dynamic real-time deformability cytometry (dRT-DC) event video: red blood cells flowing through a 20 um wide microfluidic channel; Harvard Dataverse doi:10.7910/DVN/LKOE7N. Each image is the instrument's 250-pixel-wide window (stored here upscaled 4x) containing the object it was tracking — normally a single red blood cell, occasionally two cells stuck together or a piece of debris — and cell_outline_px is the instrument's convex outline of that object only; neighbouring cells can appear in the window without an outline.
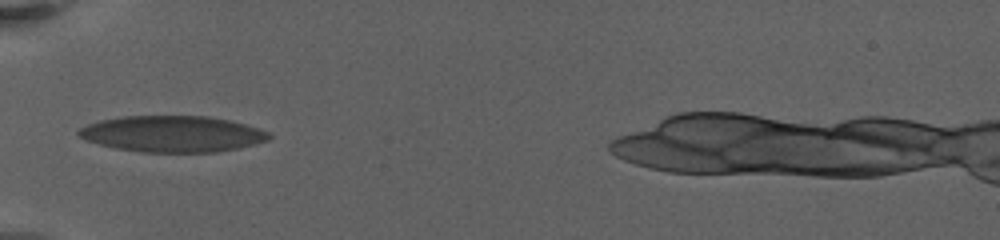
{"species": "human", "species_latin": "Homo sapiens", "temperature_condition": "warm", "stored_images_in_passage": 29, "camera_frame_rate_fps": 3000, "um_per_image_px": 0.085, "donor": {"sex": "female"}, "frame": {"image": 1, "passage_image": 1, "time_ms": 0.0, "image_size_px": [1000, 240], "cell_outline_px": [[272, 136], [268, 140], [236, 148], [216, 152], [144, 152], [116, 148], [100, 144], [88, 140], [80, 136], [76, 132], [80, 128], [88, 124], [100, 120], [124, 116], [208, 116], [228, 120], [244, 124], [268, 132]], "centroid_in_image_um": [14.64, 11.38], "position_along_channel_um": 70.4, "area_um2": 39.71}}
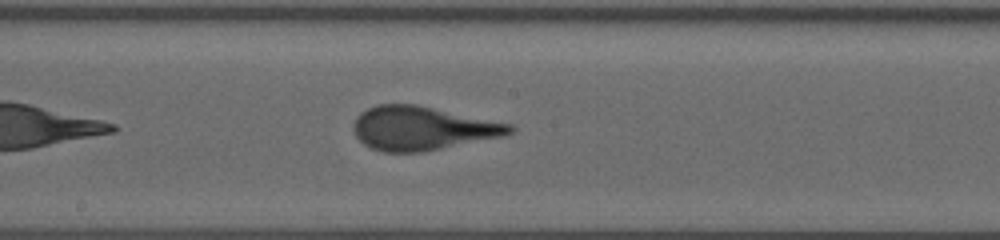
{"frame": {"image": 2, "passage_image": 12, "time_ms": 4.667, "image_size_px": [1000, 240], "cell_outline_px": [[516, 128], [512, 132], [504, 136], [424, 152], [384, 152], [372, 148], [364, 144], [356, 136], [352, 128], [356, 116], [360, 112], [376, 104], [416, 104], [512, 124]], "centroid_in_image_um": [35.89, 10.9], "position_along_channel_um": 212.3, "area_um2": 39.94}}
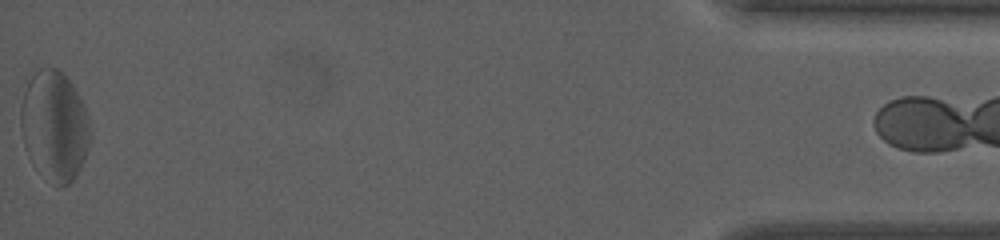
{"frame": {"image": 3, "passage_image": 28, "time_ms": 14.333, "image_size_px": [1000, 240], "cell_outline_px": [[92, 136], [84, 160], [76, 176], [68, 184], [60, 188], [44, 180], [32, 164], [28, 156], [24, 144], [20, 128], [20, 108], [24, 92], [28, 80], [40, 68], [56, 68], [72, 84], [80, 96], [84, 104], [88, 116]], "centroid_in_image_um": [4.63, 10.76], "position_along_channel_um": 430.6, "area_um2": 45.14}}